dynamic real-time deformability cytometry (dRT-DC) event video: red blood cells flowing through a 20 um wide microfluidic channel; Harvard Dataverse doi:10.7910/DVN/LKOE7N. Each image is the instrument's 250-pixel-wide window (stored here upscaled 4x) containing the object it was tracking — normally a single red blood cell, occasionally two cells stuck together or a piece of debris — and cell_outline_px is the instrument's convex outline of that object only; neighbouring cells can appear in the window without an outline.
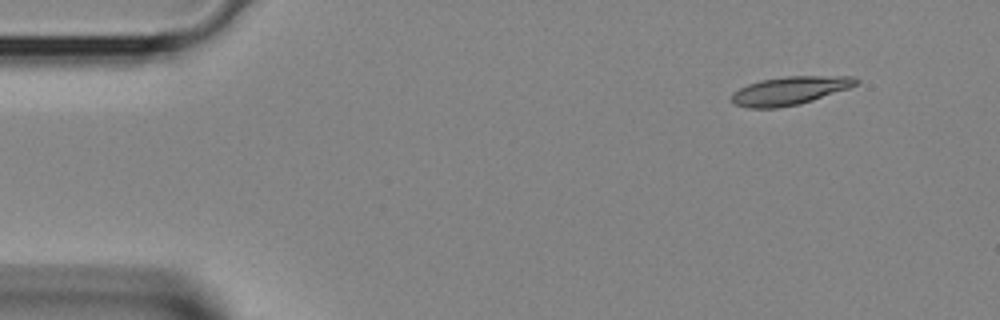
{"species": "Egyptian fruit bat (a non-hibernating species)", "species_latin": "Rousettus aegyptiacus", "temperature_condition": "room temperature", "stored_images_in_passage": 8, "camera_frame_rate_fps": 3000, "um_per_image_px": 0.085, "animal": {"sex": "female"}, "frame": {"image": 1, "passage_image": 1, "time_ms": 0.0, "image_size_px": [1000, 320], "cell_outline_px": [[860, 80], [856, 84], [848, 88], [800, 104], [776, 108], [748, 108], [732, 104], [732, 92], [748, 84], [760, 80], [784, 76], [856, 76]], "centroid_in_image_um": [67.1, 7.7], "position_along_channel_um": 17.9, "area_um2": 20.52}}